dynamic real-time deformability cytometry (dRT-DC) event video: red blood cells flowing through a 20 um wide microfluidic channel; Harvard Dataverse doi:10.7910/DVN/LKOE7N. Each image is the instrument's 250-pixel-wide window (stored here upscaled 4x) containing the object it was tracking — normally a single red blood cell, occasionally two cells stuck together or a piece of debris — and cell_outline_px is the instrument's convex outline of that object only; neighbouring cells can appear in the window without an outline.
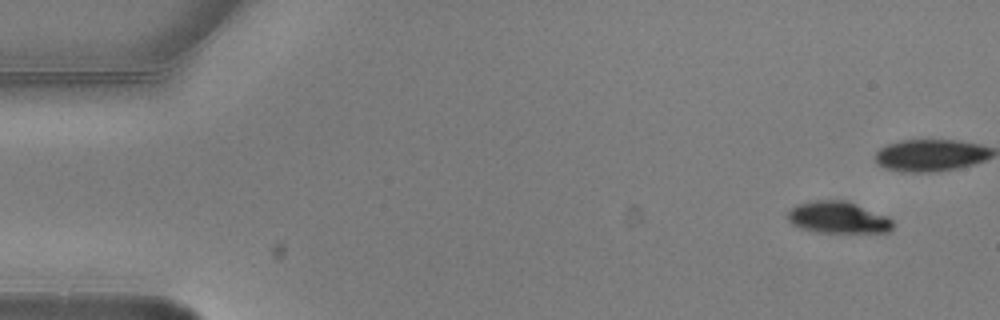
{"species": "common noctule bat (a hibernating species)", "species_latin": "Nyctalus noctula", "temperature_condition": "warm", "stored_images_in_passage": 6, "camera_frame_rate_fps": 3000, "um_per_image_px": 0.085, "animal": {"sex": "male", "body_mass_g": 20.5, "forearm_length_mm": 52.5}, "frame": {"image": 1, "passage_image": 1, "time_ms": 0.0, "image_size_px": [1000, 320], "cell_outline_px": [[892, 228], [888, 232], [820, 232], [800, 228], [792, 224], [788, 220], [788, 212], [796, 204], [816, 200], [844, 200], [888, 216], [892, 220]], "centroid_in_image_um": [71.22, 18.48], "position_along_channel_um": 13.8, "area_um2": 19.25}}
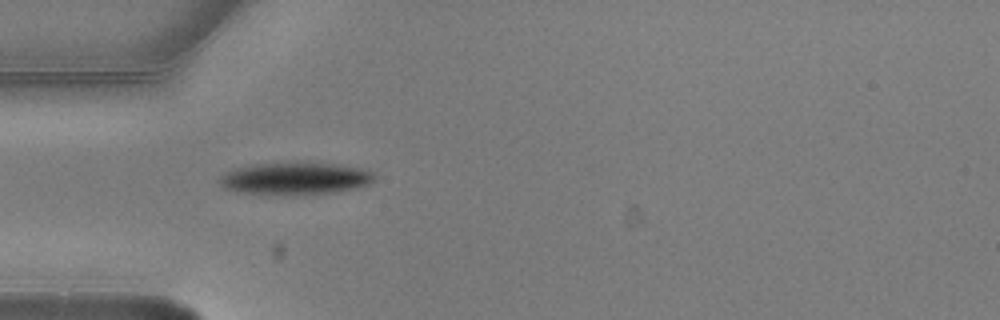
{"frame": {"image": 2, "passage_image": 5, "time_ms": 1.333, "image_size_px": [1000, 320], "cell_outline_px": [[376, 180], [368, 184], [356, 188], [340, 192], [244, 192], [224, 188], [220, 184], [220, 176], [236, 168], [252, 164], [332, 164], [364, 168], [372, 172], [376, 176]], "centroid_in_image_um": [25.18, 15.14], "position_along_channel_um": 59.8, "area_um2": 27.51}}
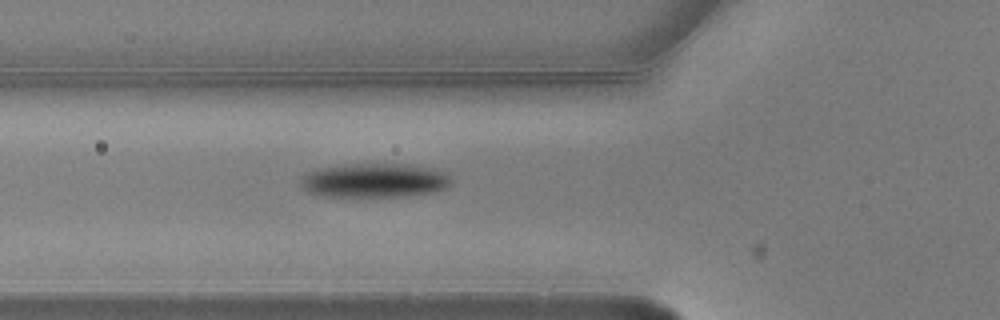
{"frame": {"image": 3, "passage_image": 6, "time_ms": 1.667, "image_size_px": [1000, 320], "cell_outline_px": [[452, 184], [448, 188], [432, 192], [404, 196], [328, 196], [308, 192], [300, 184], [300, 180], [308, 172], [320, 168], [344, 164], [408, 164], [432, 168], [444, 172], [452, 180]], "centroid_in_image_um": [31.86, 15.33], "position_along_channel_um": 93.9, "area_um2": 29.88}}